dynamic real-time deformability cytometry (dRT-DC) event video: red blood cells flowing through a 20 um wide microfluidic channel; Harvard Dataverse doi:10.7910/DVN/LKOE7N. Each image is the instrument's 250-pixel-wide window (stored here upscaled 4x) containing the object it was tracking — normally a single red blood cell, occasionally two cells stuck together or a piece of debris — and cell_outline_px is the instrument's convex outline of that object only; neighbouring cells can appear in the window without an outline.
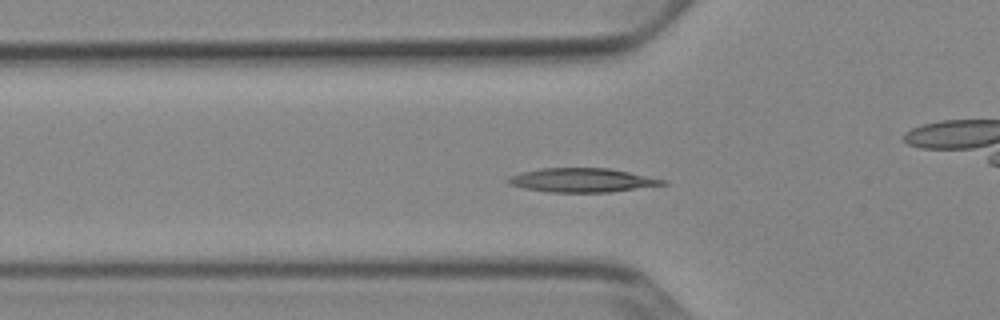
{"species": "Egyptian fruit bat (a non-hibernating species)", "species_latin": "Rousettus aegyptiacus", "temperature_condition": "cold", "stored_images_in_passage": 54, "camera_frame_rate_fps": 3000, "um_per_image_px": 0.085, "animal": {"sex": "female"}, "frame": {"image": 1, "passage_image": 18, "time_ms": 5.667, "image_size_px": [1000, 320], "cell_outline_px": [[668, 184], [612, 192], [548, 192], [524, 188], [508, 184], [504, 180], [508, 176], [520, 172], [540, 168], [608, 168], [668, 180]], "centroid_in_image_um": [49.44, 15.31], "position_along_channel_um": 76.4, "area_um2": 21.79}}
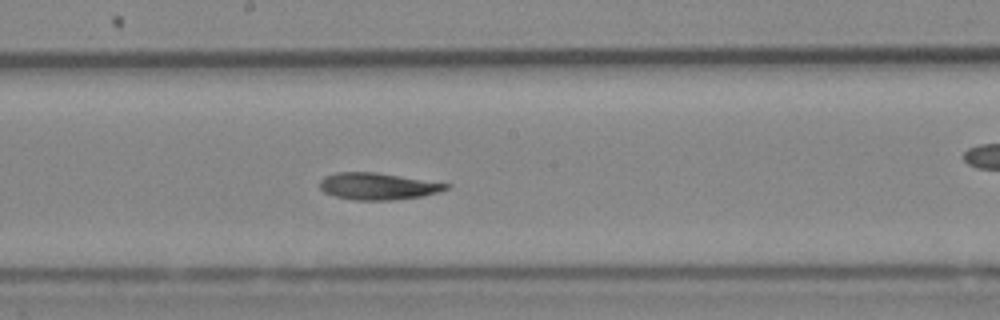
{"frame": {"image": 2, "passage_image": 29, "time_ms": 9.333, "image_size_px": [1000, 320], "cell_outline_px": [[452, 184], [448, 188], [436, 192], [420, 196], [392, 200], [356, 200], [336, 196], [324, 192], [320, 188], [320, 180], [324, 176], [336, 172], [376, 172]], "centroid_in_image_um": [32.09, 15.82], "position_along_channel_um": 216.1, "area_um2": 19.59}}
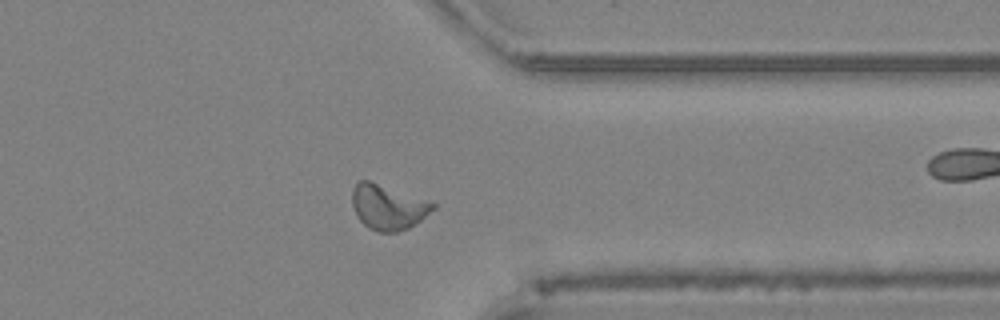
{"frame": {"image": 3, "passage_image": 42, "time_ms": 13.667, "image_size_px": [1000, 320], "cell_outline_px": [[436, 208], [420, 220], [408, 228], [396, 232], [376, 232], [368, 228], [356, 216], [352, 204], [352, 188], [360, 180], [368, 180], [432, 200], [436, 204]], "centroid_in_image_um": [32.99, 17.59], "position_along_channel_um": 378.4, "area_um2": 21.5}, "authors_computed_cell_mechanics": {"area_um2": 20.519, "velocity_mm_per_s": 3.8193, "shape_relaxation_time_tau1_ms": 10.3891, "shape_relaxation_time_tau2_ms": 8.6544, "deformation_change_tau1": 0.2188, "deformation_change_tau2": 0.1656}}